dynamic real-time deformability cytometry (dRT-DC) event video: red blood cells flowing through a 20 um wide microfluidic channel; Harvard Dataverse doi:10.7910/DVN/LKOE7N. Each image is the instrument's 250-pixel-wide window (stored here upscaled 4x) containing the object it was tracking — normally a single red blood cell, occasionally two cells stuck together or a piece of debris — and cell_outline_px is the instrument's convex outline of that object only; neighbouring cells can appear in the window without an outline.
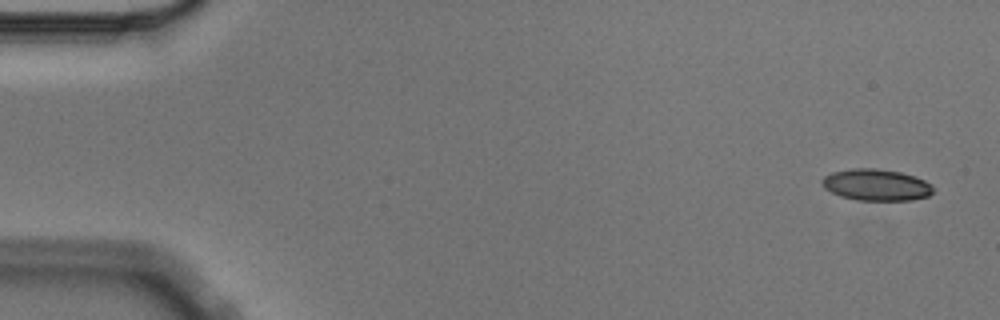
{"species": "Egyptian fruit bat (a non-hibernating species)", "species_latin": "Rousettus aegyptiacus", "temperature_condition": "cold", "stored_images_in_passage": 5, "segment_of_instrument_passage": [1, 2], "camera_frame_rate_fps": 3000, "um_per_image_px": 0.085, "animal": {"sex": "male"}, "frame": {"image": 1, "passage_image": 1, "time_ms": 0.0, "image_size_px": [1000, 320], "cell_outline_px": [[932, 192], [928, 196], [908, 200], [856, 200], [840, 196], [824, 188], [820, 184], [820, 180], [824, 176], [832, 172], [852, 168], [876, 168], [900, 172], [924, 180], [932, 184]], "centroid_in_image_um": [74.42, 15.71], "position_along_channel_um": 10.6, "area_um2": 20.4}}
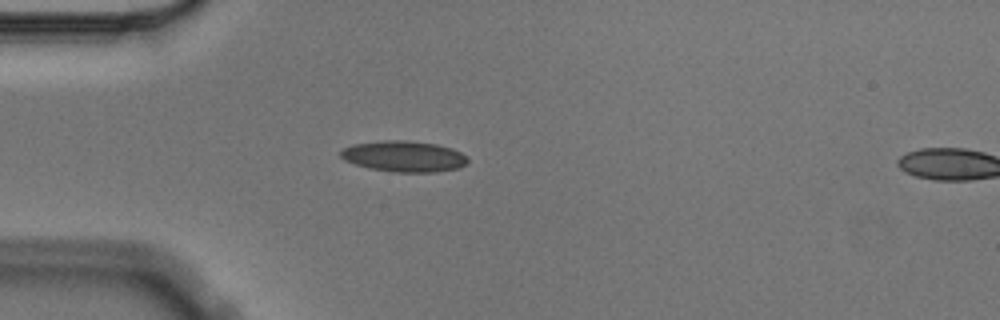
{"frame": {"image": 2, "passage_image": 4, "time_ms": 1.0, "image_size_px": [1000, 320], "cell_outline_px": [[468, 160], [460, 168], [436, 172], [392, 172], [368, 168], [344, 160], [340, 156], [340, 152], [344, 148], [352, 144], [384, 140], [404, 140], [436, 144], [452, 148], [460, 152]], "centroid_in_image_um": [34.31, 13.29], "position_along_channel_um": 50.7, "area_um2": 22.89}}